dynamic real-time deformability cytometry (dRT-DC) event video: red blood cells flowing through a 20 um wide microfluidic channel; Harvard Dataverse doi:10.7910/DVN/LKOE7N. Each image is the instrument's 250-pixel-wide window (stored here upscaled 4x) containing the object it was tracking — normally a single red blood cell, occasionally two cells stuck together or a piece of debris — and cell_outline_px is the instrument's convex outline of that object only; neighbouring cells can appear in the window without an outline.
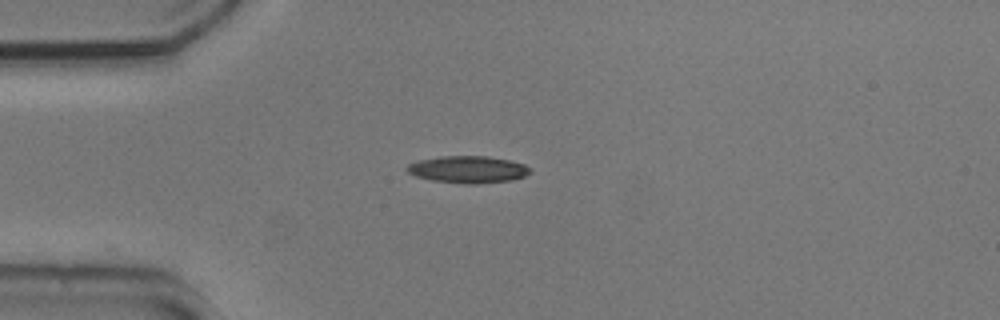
{"species": "common noctule bat (a hibernating species)", "species_latin": "Nyctalus noctula", "temperature_condition": "cold", "stored_images_in_passage": 37, "camera_frame_rate_fps": 3000, "um_per_image_px": 0.085, "animal": {"sex": "male", "body_mass_g": 20.5, "forearm_length_mm": 52.5}, "frame": {"image": 1, "passage_image": 1, "time_ms": 0.0, "image_size_px": [1000, 320], "cell_outline_px": [[532, 172], [524, 176], [512, 180], [476, 184], [464, 184], [432, 180], [416, 176], [408, 172], [404, 168], [408, 164], [420, 160], [440, 156], [488, 156], [508, 160], [524, 164]], "centroid_in_image_um": [39.76, 14.4], "position_along_channel_um": 45.2, "area_um2": 19.36}}
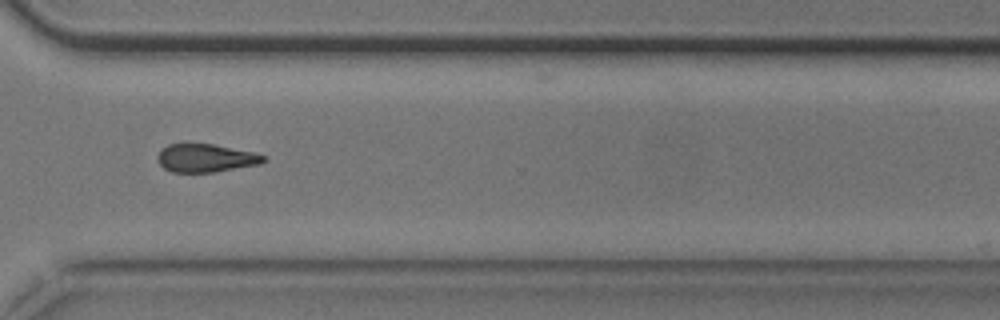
{"frame": {"image": 2, "passage_image": 27, "time_ms": 8.667, "image_size_px": [1000, 320], "cell_outline_px": [[268, 160], [260, 164], [216, 172], [172, 172], [164, 168], [156, 160], [156, 156], [168, 144], [212, 144], [252, 152], [264, 156]], "centroid_in_image_um": [17.48, 13.45], "position_along_channel_um": 353.1, "area_um2": 17.28}}
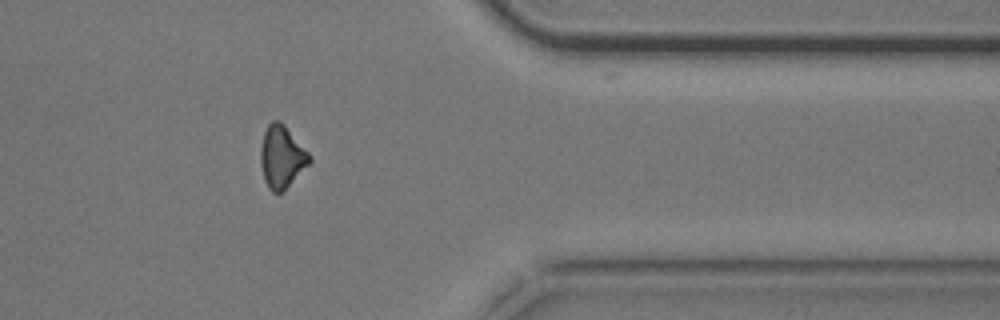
{"frame": {"image": 3, "passage_image": 31, "time_ms": 10.0, "image_size_px": [1000, 320], "cell_outline_px": [[312, 160], [280, 192], [272, 192], [268, 188], [264, 180], [260, 164], [260, 148], [264, 132], [268, 124], [272, 120], [280, 120], [284, 124], [312, 156]], "centroid_in_image_um": [23.92, 13.28], "position_along_channel_um": 387.5, "area_um2": 17.51}, "authors_computed_cell_mechanics": {"area_um2": 18.4382, "velocity_mm_per_s": 3.7464, "shape_relaxation_time_tau1_ms": 2.972, "shape_relaxation_time_tau2_ms": 4.1919, "deformation_change_tau1": 0.1011, "deformation_change_tau2": 0.1276}}